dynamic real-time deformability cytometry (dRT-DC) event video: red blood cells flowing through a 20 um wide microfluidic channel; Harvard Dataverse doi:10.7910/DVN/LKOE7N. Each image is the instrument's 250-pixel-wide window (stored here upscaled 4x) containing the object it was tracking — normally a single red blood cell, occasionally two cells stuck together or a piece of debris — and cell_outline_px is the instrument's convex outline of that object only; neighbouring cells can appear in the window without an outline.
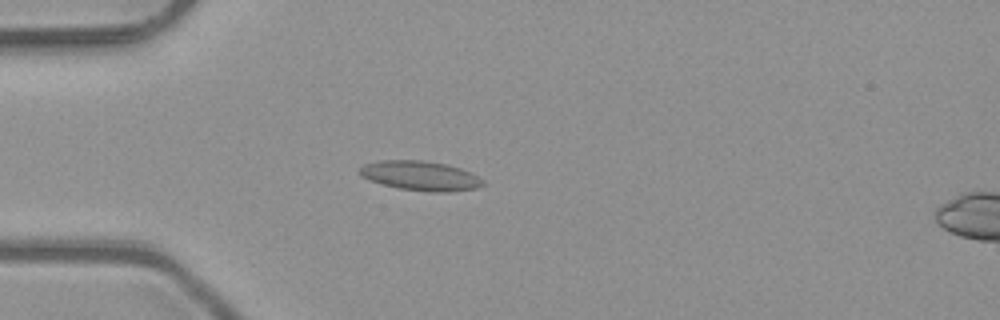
{"species": "common noctule bat (a hibernating species)", "species_latin": "Nyctalus noctula", "temperature_condition": "room temperature", "stored_images_in_passage": 4, "camera_frame_rate_fps": 3000, "um_per_image_px": 0.085, "animal": {"sex": "male", "body_mass_g": 23.1, "forearm_length_mm": 52.7}, "frame": {"image": 1, "passage_image": 3, "time_ms": 0.667, "image_size_px": [1000, 320], "cell_outline_px": [[484, 184], [476, 188], [448, 192], [432, 192], [400, 188], [384, 184], [360, 176], [360, 168], [364, 164], [380, 160], [424, 160], [448, 164], [460, 168], [484, 180]], "centroid_in_image_um": [35.74, 14.93], "position_along_channel_um": 49.3, "area_um2": 20.98}}